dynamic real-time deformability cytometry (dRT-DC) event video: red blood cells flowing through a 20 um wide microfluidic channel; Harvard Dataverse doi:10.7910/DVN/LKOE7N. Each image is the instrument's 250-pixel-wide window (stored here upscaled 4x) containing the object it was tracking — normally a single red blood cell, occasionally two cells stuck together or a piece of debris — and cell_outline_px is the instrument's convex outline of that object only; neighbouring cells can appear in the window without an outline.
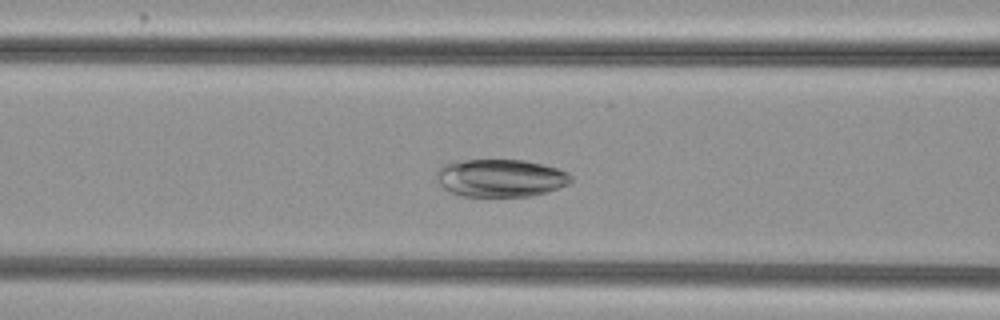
{"species": "common noctule bat (a hibernating species)", "species_latin": "Nyctalus noctula", "temperature_condition": "cold", "stored_images_in_passage": 32, "camera_frame_rate_fps": 3000, "um_per_image_px": 0.085, "animal": {"sex": "female", "body_mass_g": 29.2, "forearm_length_mm": 56.3}, "frame": {"image": 1, "passage_image": 5, "time_ms": 1.333, "image_size_px": [1000, 320], "cell_outline_px": [[572, 180], [568, 184], [548, 192], [532, 196], [460, 196], [448, 192], [436, 180], [436, 172], [444, 164], [456, 160], [524, 160], [556, 168], [568, 172], [572, 176]], "centroid_in_image_um": [42.52, 15.13], "position_along_channel_um": 124.1, "area_um2": 29.71}}
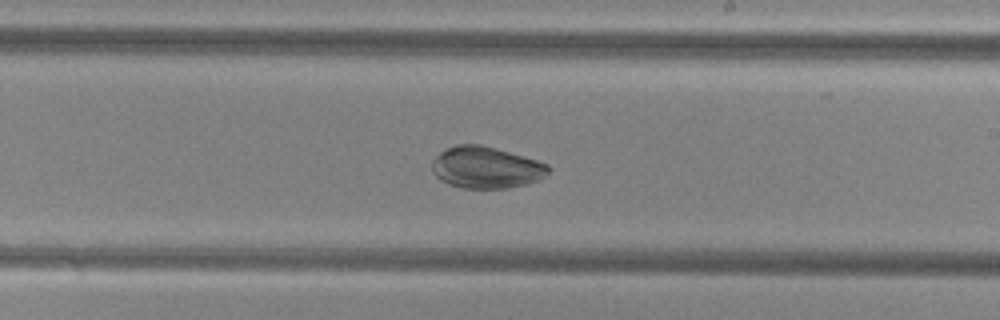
{"frame": {"image": 2, "passage_image": 15, "time_ms": 4.667, "image_size_px": [1000, 320], "cell_outline_px": [[552, 168], [544, 176], [528, 184], [508, 188], [464, 188], [448, 184], [440, 180], [432, 172], [432, 160], [440, 152], [456, 144], [480, 144], [496, 148], [536, 160], [548, 164]], "centroid_in_image_um": [41.3, 14.24], "position_along_channel_um": 247.7, "area_um2": 28.26}}
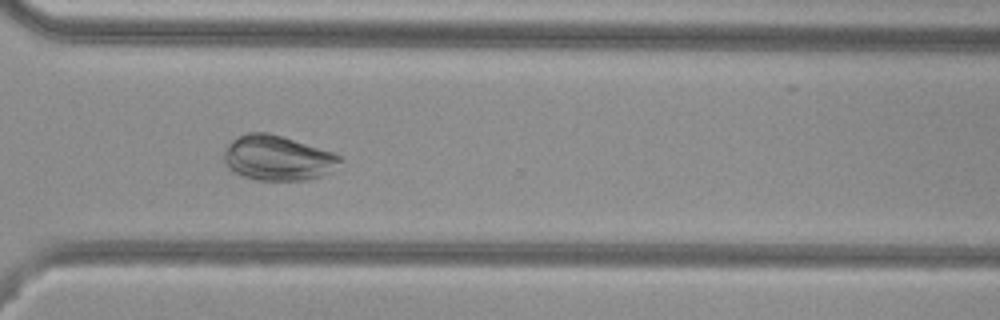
{"frame": {"image": 3, "passage_image": 23, "time_ms": 7.333, "image_size_px": [1000, 320], "cell_outline_px": [[344, 160], [320, 176], [308, 180], [256, 180], [232, 172], [224, 164], [224, 148], [236, 136], [248, 132], [268, 132], [332, 152], [340, 156]], "centroid_in_image_um": [23.53, 13.42], "position_along_channel_um": 347.1, "area_um2": 30.29}}